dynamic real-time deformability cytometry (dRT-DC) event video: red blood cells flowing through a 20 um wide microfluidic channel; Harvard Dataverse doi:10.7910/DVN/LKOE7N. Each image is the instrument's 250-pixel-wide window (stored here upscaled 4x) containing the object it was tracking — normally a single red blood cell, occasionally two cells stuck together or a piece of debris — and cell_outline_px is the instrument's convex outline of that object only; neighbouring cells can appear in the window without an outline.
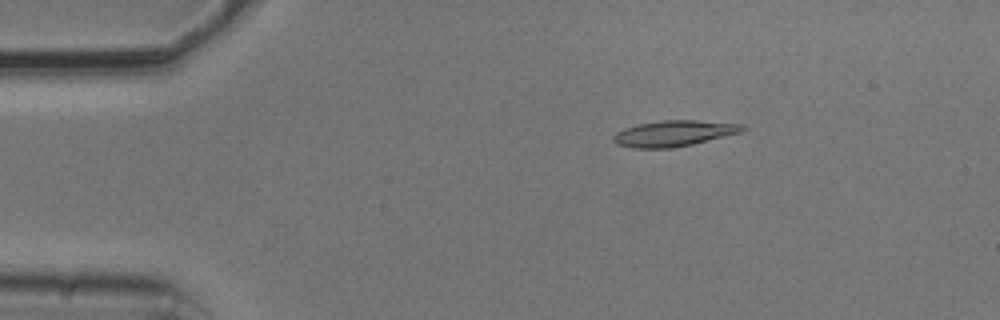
{"species": "common noctule bat (a hibernating species)", "species_latin": "Nyctalus noctula", "temperature_condition": "cold", "stored_images_in_passage": 45, "camera_frame_rate_fps": 3000, "um_per_image_px": 0.085, "animal": {"sex": "male", "body_mass_g": 20.5, "forearm_length_mm": 52.5}, "frame": {"image": 1, "passage_image": 1, "time_ms": 0.0, "image_size_px": [1000, 320], "cell_outline_px": [[748, 128], [740, 132], [692, 144], [672, 148], [632, 148], [616, 144], [612, 140], [612, 136], [616, 132], [624, 128], [636, 124], [660, 120], [696, 120], [744, 124]], "centroid_in_image_um": [57.24, 11.33], "position_along_channel_um": 27.8, "area_um2": 19.59}}
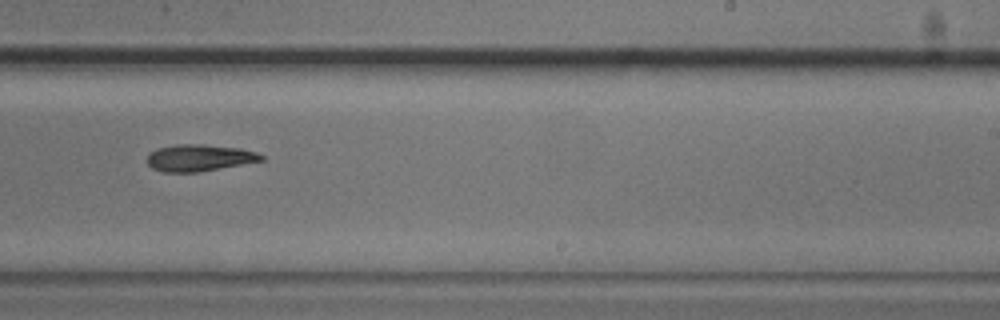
{"frame": {"image": 2, "passage_image": 25, "time_ms": 8.0, "image_size_px": [1000, 320], "cell_outline_px": [[264, 160], [196, 172], [164, 172], [152, 168], [148, 164], [148, 156], [156, 148], [176, 144], [204, 144], [240, 148], [256, 152], [264, 156]], "centroid_in_image_um": [16.93, 13.4], "position_along_channel_um": 272.1, "area_um2": 17.63}}
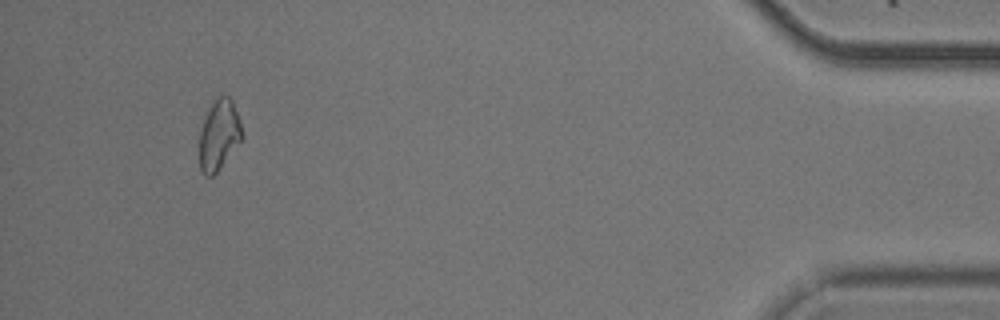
{"frame": {"image": 3, "passage_image": 42, "time_ms": 13.667, "image_size_px": [1000, 320], "cell_outline_px": [[244, 136], [216, 172], [212, 176], [204, 176], [200, 172], [200, 132], [204, 116], [208, 108], [216, 96], [228, 96], [232, 100], [240, 120]], "centroid_in_image_um": [18.6, 11.44], "position_along_channel_um": 416.6, "area_um2": 17.46}, "authors_computed_cell_mechanics": {"area_um2": 17.918, "velocity_mm_per_s": 3.7627, "shape_relaxation_time_tau1_ms": 11.0475, "shape_relaxation_time_tau2_ms": null, "deformation_change_tau1": 0.1958, "deformation_change_tau2": null}}